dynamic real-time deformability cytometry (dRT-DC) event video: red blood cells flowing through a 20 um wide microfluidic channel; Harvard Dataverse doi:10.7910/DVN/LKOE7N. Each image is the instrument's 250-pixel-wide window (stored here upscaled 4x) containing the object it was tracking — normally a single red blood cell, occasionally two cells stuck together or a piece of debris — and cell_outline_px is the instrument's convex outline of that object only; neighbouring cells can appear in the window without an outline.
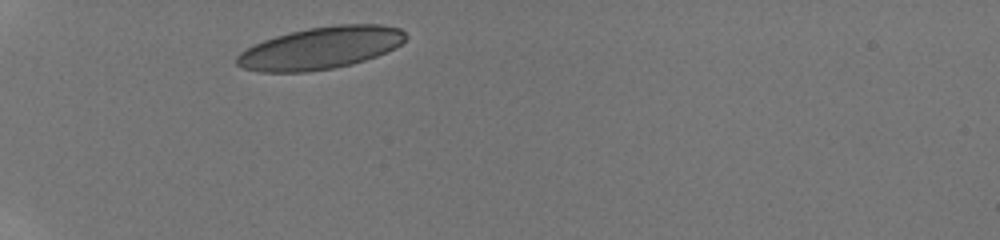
{"species": "human", "species_latin": "Homo sapiens", "temperature_condition": "room temperature", "stored_images_in_passage": 3, "camera_frame_rate_fps": 3000, "um_per_image_px": 0.085, "donor": {"sex": "male"}, "frame": {"image": 1, "passage_image": 1, "time_ms": 0.0, "image_size_px": [1000, 240], "cell_outline_px": [[408, 36], [396, 48], [376, 56], [352, 64], [336, 68], [308, 72], [260, 72], [244, 68], [236, 64], [236, 56], [240, 52], [264, 40], [276, 36], [308, 28], [336, 24], [380, 24], [400, 28]], "centroid_in_image_um": [27.27, 4.08], "position_along_channel_um": 57.7, "area_um2": 41.5}}
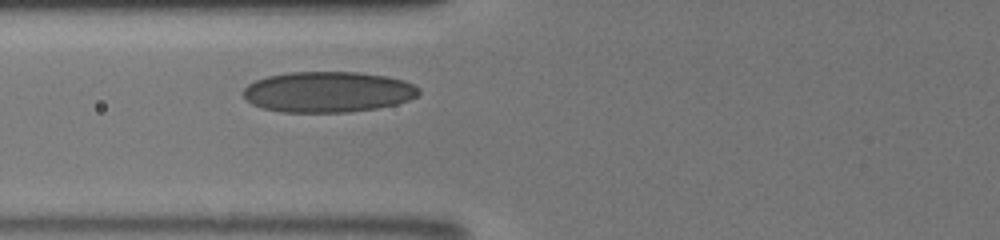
{"frame": {"image": 2, "passage_image": 3, "time_ms": 1.667, "image_size_px": [1000, 240], "cell_outline_px": [[420, 92], [416, 96], [408, 100], [396, 104], [376, 108], [348, 112], [284, 112], [264, 108], [252, 104], [244, 96], [244, 88], [248, 84], [256, 80], [268, 76], [288, 72], [356, 72], [384, 76], [404, 80], [420, 88]], "centroid_in_image_um": [27.88, 7.81], "position_along_channel_um": 97.9, "area_um2": 41.44}}